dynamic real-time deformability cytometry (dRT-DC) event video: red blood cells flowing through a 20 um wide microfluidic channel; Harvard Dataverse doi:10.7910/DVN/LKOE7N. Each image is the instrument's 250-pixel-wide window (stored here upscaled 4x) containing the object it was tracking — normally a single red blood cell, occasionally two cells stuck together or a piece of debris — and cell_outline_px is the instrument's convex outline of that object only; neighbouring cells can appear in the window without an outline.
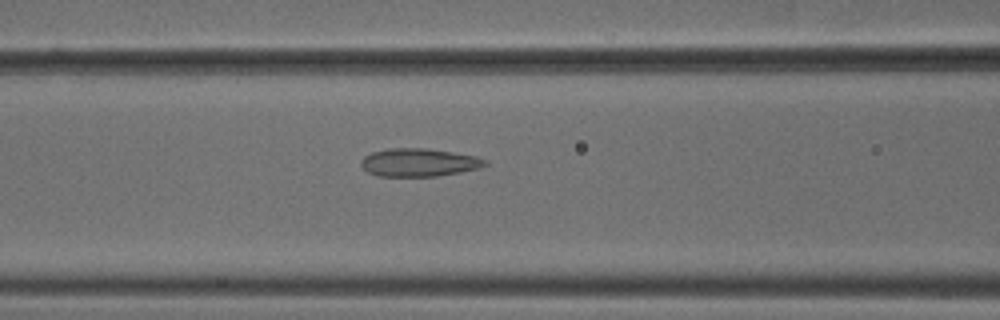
{"species": "common noctule bat (a hibernating species)", "species_latin": "Nyctalus noctula", "temperature_condition": "cold", "stored_images_in_passage": 42, "camera_frame_rate_fps": 3000, "um_per_image_px": 0.085, "animal": {"sex": "male", "body_mass_g": 18.8}, "frame": {"image": 1, "passage_image": 11, "time_ms": 3.333, "image_size_px": [1000, 320], "cell_outline_px": [[488, 164], [480, 168], [460, 172], [436, 176], [380, 176], [368, 172], [360, 164], [360, 160], [364, 156], [372, 152], [388, 148], [428, 148], [476, 156], [488, 160]], "centroid_in_image_um": [35.62, 13.8], "position_along_channel_um": 131.0, "area_um2": 20.35}}
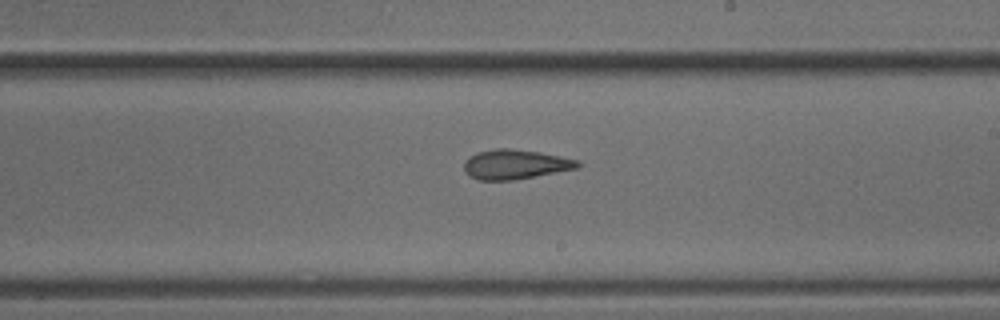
{"frame": {"image": 2, "passage_image": 20, "time_ms": 6.333, "image_size_px": [1000, 320], "cell_outline_px": [[584, 164], [580, 168], [516, 180], [480, 180], [468, 176], [464, 172], [464, 164], [468, 156], [476, 152], [496, 148], [508, 148], [540, 152], [580, 160]], "centroid_in_image_um": [43.83, 13.97], "position_along_channel_um": 245.2, "area_um2": 20.06}}
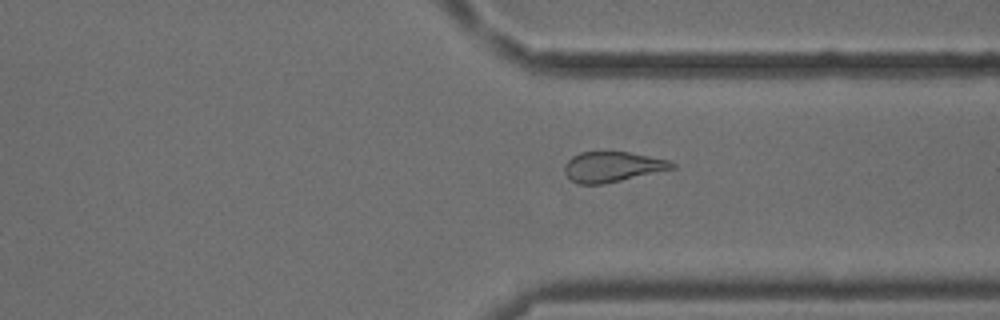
{"frame": {"image": 3, "passage_image": 29, "time_ms": 9.333, "image_size_px": [1000, 320], "cell_outline_px": [[676, 168], [604, 184], [580, 184], [572, 180], [564, 172], [564, 164], [572, 156], [580, 152], [628, 152], [668, 160], [676, 164]], "centroid_in_image_um": [52.05, 14.18], "position_along_channel_um": 359.4, "area_um2": 18.84}, "authors_computed_cell_mechanics": {"area_um2": 20.3167, "velocity_mm_per_s": 3.812, "shape_relaxation_time_tau1_ms": null, "shape_relaxation_time_tau2_ms": 3.3807, "deformation_change_tau1": null, "deformation_change_tau2": 0.104}}